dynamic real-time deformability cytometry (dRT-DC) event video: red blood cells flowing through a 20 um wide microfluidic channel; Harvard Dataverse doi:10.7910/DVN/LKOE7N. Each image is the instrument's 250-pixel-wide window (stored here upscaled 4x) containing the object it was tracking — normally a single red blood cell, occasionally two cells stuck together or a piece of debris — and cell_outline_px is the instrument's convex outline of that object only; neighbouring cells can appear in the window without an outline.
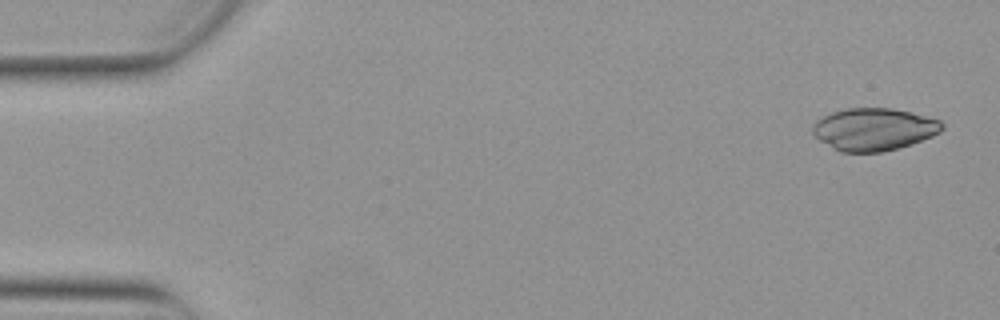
{"species": "Egyptian fruit bat (a non-hibernating species)", "species_latin": "Rousettus aegyptiacus", "temperature_condition": "warm", "stored_images_in_passage": 52, "camera_frame_rate_fps": 3000, "um_per_image_px": 0.085, "animal": {"sex": "female"}, "frame": {"image": 1, "passage_image": 2, "time_ms": 0.333, "image_size_px": [1000, 320], "cell_outline_px": [[944, 128], [940, 132], [932, 136], [912, 144], [880, 152], [840, 152], [832, 148], [820, 140], [812, 132], [812, 124], [816, 120], [832, 112], [844, 108], [892, 108], [912, 112], [940, 120], [944, 124]], "centroid_in_image_um": [74.28, 10.98], "position_along_channel_um": 10.7, "area_um2": 32.08}}
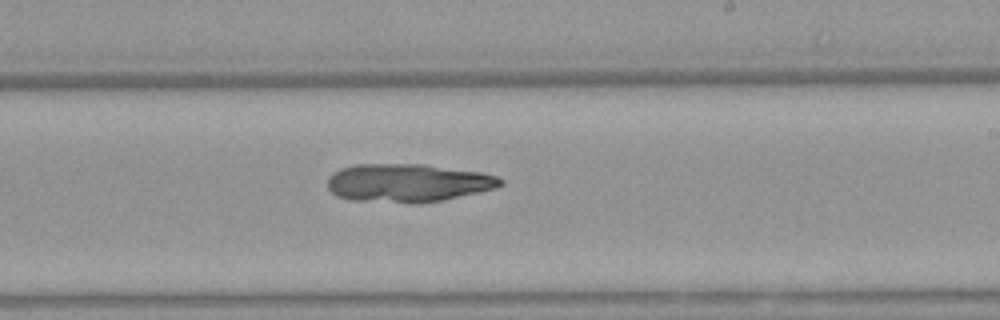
{"frame": {"image": 2, "passage_image": 31, "time_ms": 10.0, "image_size_px": [1000, 320], "cell_outline_px": [[504, 184], [496, 188], [440, 200], [420, 204], [408, 204], [348, 200], [336, 196], [328, 188], [328, 176], [332, 172], [340, 168], [356, 164], [424, 164], [480, 172], [496, 176], [504, 180]], "centroid_in_image_um": [34.61, 15.55], "position_along_channel_um": 254.4, "area_um2": 38.96}}
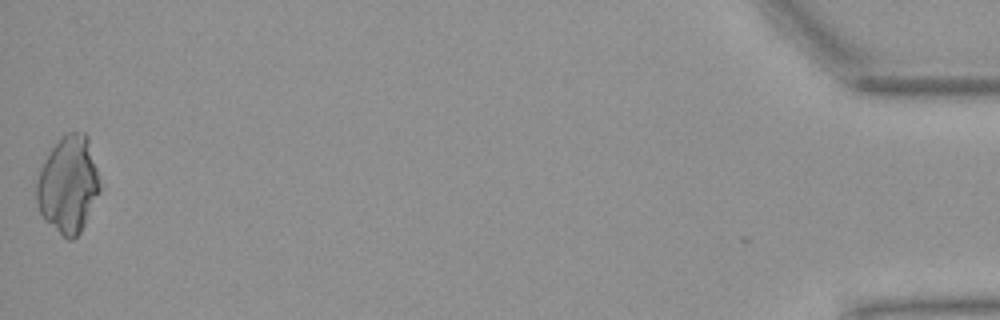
{"frame": {"image": 3, "passage_image": 52, "time_ms": 17.0, "image_size_px": [1000, 320], "cell_outline_px": [[104, 188], [80, 232], [72, 240], [68, 240], [44, 220], [40, 212], [36, 200], [36, 184], [44, 160], [52, 148], [64, 132], [84, 132], [88, 136]], "centroid_in_image_um": [5.86, 15.68], "position_along_channel_um": 429.3, "area_um2": 36.41}}